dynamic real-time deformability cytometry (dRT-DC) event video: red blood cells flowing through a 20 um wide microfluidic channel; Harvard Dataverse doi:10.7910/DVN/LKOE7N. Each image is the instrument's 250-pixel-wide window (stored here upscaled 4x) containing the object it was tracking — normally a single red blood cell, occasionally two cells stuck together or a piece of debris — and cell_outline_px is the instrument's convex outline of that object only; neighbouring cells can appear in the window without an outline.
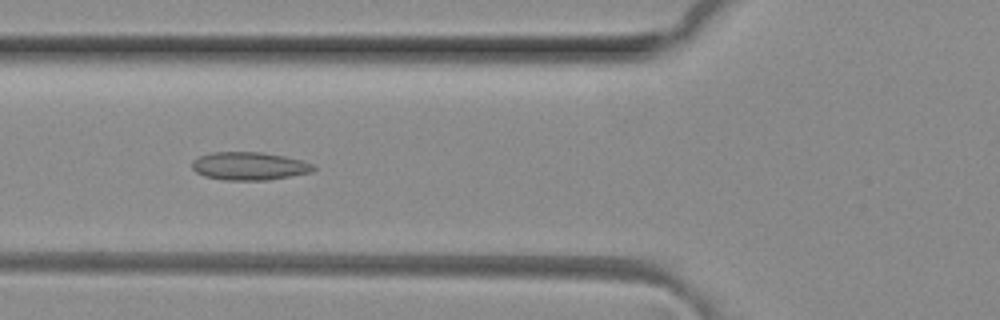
{"species": "common noctule bat (a hibernating species)", "species_latin": "Nyctalus noctula", "temperature_condition": "room temperature", "stored_images_in_passage": 7, "camera_frame_rate_fps": 3000, "um_per_image_px": 0.085, "animal": {"sex": "female", "body_mass_g": 29.2, "forearm_length_mm": 56.3}, "frame": {"image": 1, "passage_image": 5, "time_ms": 1.333, "image_size_px": [1000, 320], "cell_outline_px": [[316, 168], [312, 172], [268, 180], [224, 180], [204, 176], [196, 172], [192, 168], [192, 160], [208, 152], [260, 152], [284, 156], [304, 160], [316, 164]], "centroid_in_image_um": [21.21, 14.11], "position_along_channel_um": 104.6, "area_um2": 20.06}}
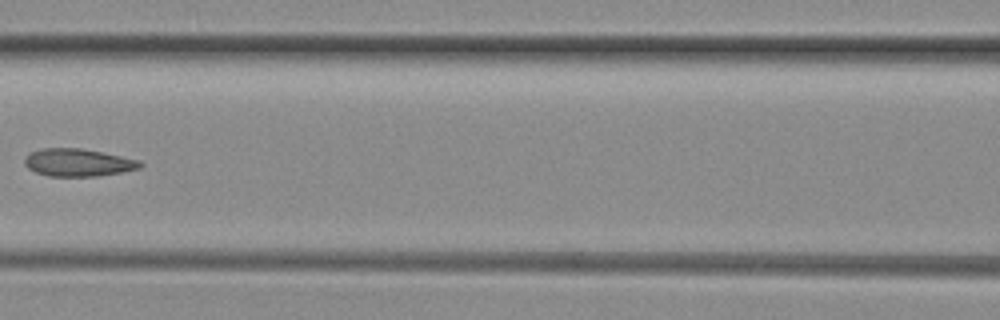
{"frame": {"image": 2, "passage_image": 6, "time_ms": 1.667, "image_size_px": [1000, 320], "cell_outline_px": [[144, 164], [140, 168], [120, 172], [96, 176], [48, 176], [36, 172], [28, 168], [24, 164], [24, 156], [32, 152], [44, 148], [80, 148], [140, 160]], "centroid_in_image_um": [6.61, 13.82], "position_along_channel_um": 160.0, "area_um2": 18.44}}
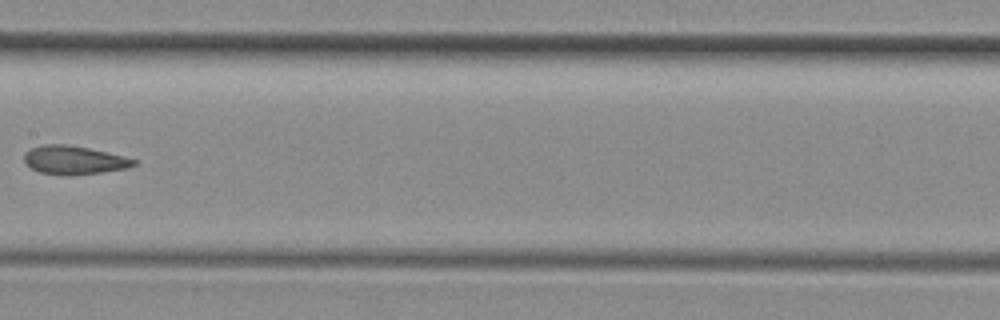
{"frame": {"image": 3, "passage_image": 7, "time_ms": 2.0, "image_size_px": [1000, 320], "cell_outline_px": [[136, 164], [128, 168], [100, 172], [68, 176], [60, 176], [40, 172], [32, 168], [24, 160], [24, 156], [32, 148], [44, 144], [64, 144], [88, 148], [124, 156], [136, 160]], "centroid_in_image_um": [6.3, 13.62], "position_along_channel_um": 201.1, "area_um2": 18.03}}